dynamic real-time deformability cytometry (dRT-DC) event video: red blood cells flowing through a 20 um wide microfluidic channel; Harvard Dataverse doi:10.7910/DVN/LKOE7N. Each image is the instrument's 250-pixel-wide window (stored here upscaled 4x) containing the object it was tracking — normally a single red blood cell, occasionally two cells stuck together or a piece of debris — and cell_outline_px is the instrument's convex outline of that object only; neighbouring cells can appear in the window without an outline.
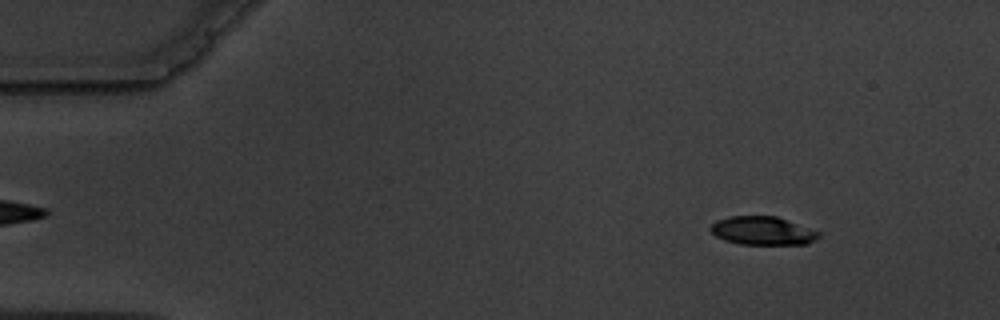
{"species": "common noctule bat (a hibernating species)", "species_latin": "Nyctalus noctula", "temperature_condition": "warm", "stored_images_in_passage": 5, "camera_frame_rate_fps": 3000, "um_per_image_px": 0.085, "animal": {"sex": "male", "body_mass_g": 19.5, "forearm_length_mm": 54.6}, "frame": {"image": 1, "passage_image": 1, "time_ms": 0.0, "image_size_px": [1000, 320], "cell_outline_px": [[820, 236], [808, 244], [740, 244], [724, 240], [716, 236], [708, 228], [716, 220], [728, 216], [776, 216], [820, 232]], "centroid_in_image_um": [64.79, 19.61], "position_along_channel_um": 20.2, "area_um2": 17.86}}
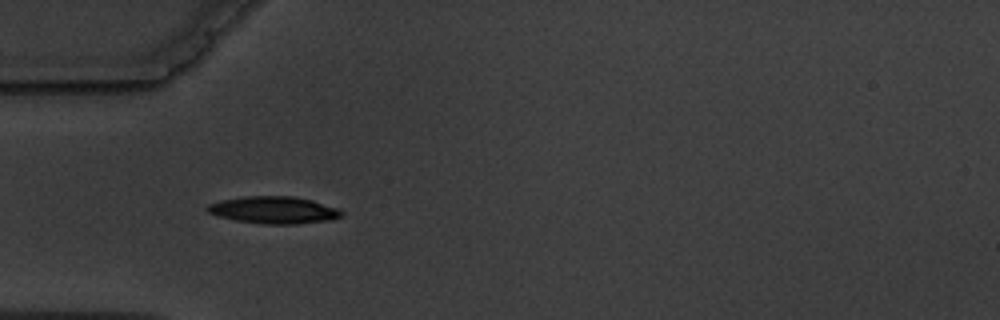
{"frame": {"image": 2, "passage_image": 4, "time_ms": 3.667, "image_size_px": [1000, 320], "cell_outline_px": [[344, 216], [332, 220], [296, 224], [264, 224], [236, 220], [220, 216], [208, 212], [204, 208], [208, 204], [220, 200], [244, 196], [292, 196], [312, 200], [336, 208], [344, 212]], "centroid_in_image_um": [23.29, 17.85], "position_along_channel_um": 61.7, "area_um2": 21.27}}
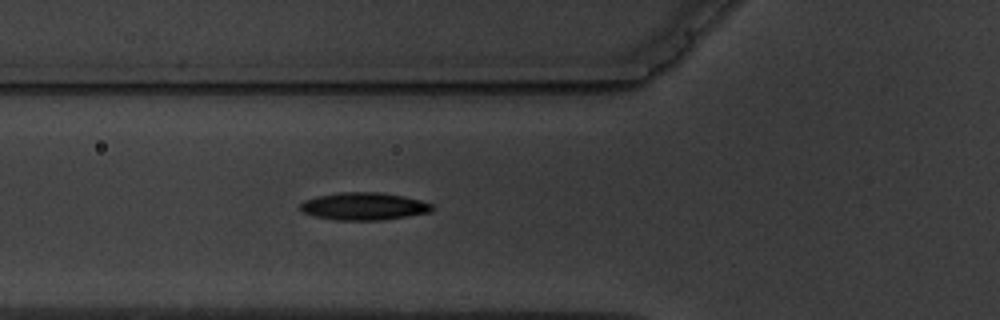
{"frame": {"image": 3, "passage_image": 5, "time_ms": 4.667, "image_size_px": [1000, 320], "cell_outline_px": [[436, 208], [432, 212], [380, 220], [336, 220], [316, 216], [304, 212], [300, 208], [300, 204], [304, 200], [316, 196], [340, 192], [380, 192], [404, 196], [420, 200], [432, 204]], "centroid_in_image_um": [30.96, 17.52], "position_along_channel_um": 94.8, "area_um2": 21.15}}